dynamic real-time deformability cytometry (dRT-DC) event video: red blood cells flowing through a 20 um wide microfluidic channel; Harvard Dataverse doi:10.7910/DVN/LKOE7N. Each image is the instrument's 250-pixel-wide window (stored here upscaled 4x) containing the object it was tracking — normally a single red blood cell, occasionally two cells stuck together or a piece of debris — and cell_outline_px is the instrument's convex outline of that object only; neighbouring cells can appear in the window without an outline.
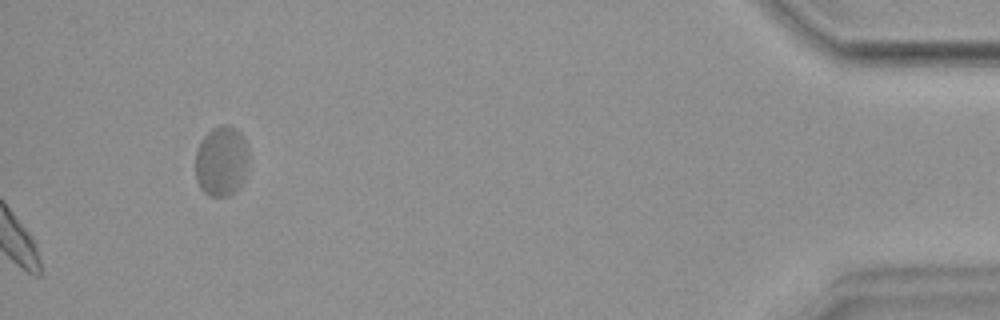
{"species": "common noctule bat (a hibernating species)", "species_latin": "Nyctalus noctula", "temperature_condition": "warm", "stored_images_in_passage": 52, "camera_frame_rate_fps": 3000, "um_per_image_px": 0.085, "animal": {"sex": "female", "body_mass_g": 18.4}, "frame": {"image": 1, "passage_image": 52, "time_ms": 17.0, "image_size_px": [1000, 320], "cell_outline_px": [[248, 156], [244, 176], [240, 188], [228, 196], [208, 196], [200, 188], [196, 180], [196, 152], [200, 140], [212, 128], [224, 124], [228, 124], [236, 128], [240, 132], [248, 144]], "centroid_in_image_um": [18.82, 13.68], "position_along_channel_um": 416.4, "area_um2": 22.08}, "authors_computed_cell_mechanics": {"area_um2": 17.6001, "velocity_mm_per_s": 3.7335, "shape_relaxation_time_tau1_ms": 5.5642, "shape_relaxation_time_tau2_ms": null, "deformation_change_tau1": 0.1205, "deformation_change_tau2": null}}